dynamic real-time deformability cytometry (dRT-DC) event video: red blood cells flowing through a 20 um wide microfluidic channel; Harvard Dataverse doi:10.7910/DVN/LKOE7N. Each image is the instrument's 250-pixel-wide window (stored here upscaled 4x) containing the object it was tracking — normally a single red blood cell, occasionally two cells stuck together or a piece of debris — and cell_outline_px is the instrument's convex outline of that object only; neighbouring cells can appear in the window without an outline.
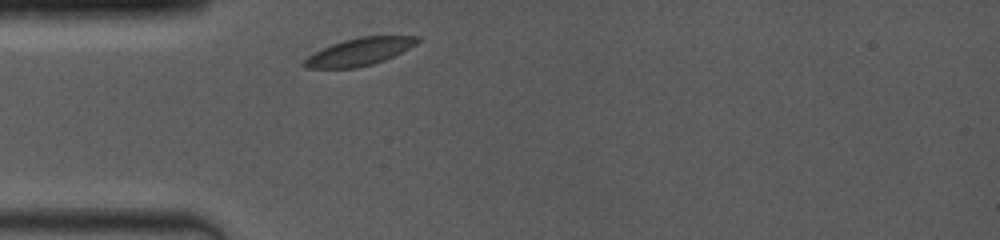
{"species": "common noctule bat (a hibernating species)", "species_latin": "Nyctalus noctula", "temperature_condition": "room temperature", "stored_images_in_passage": 4, "camera_frame_rate_fps": 4000, "um_per_image_px": 0.085, "animal": {"sex": "female", "body_mass_g": 19.0, "forearm_length_mm": 53.3}, "frame": {"image": 1, "passage_image": 1, "time_ms": 0.0, "image_size_px": [1000, 240], "cell_outline_px": [[420, 40], [416, 44], [384, 60], [372, 64], [356, 68], [304, 68], [300, 64], [308, 56], [332, 44], [344, 40], [360, 36], [420, 36]], "centroid_in_image_um": [30.53, 4.4], "position_along_channel_um": 54.5, "area_um2": 17.92}}
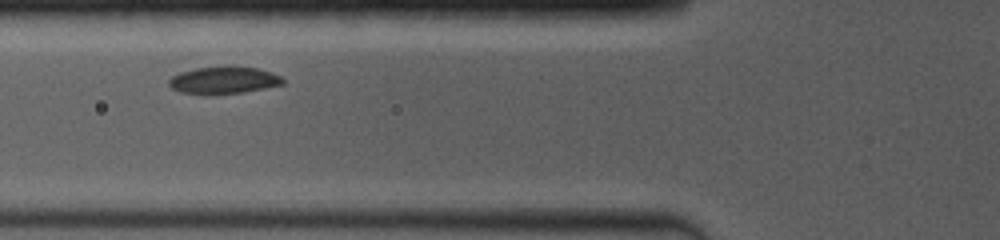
{"frame": {"image": 2, "passage_image": 3, "time_ms": 1.5, "image_size_px": [1000, 240], "cell_outline_px": [[284, 84], [244, 92], [208, 96], [204, 96], [180, 92], [172, 88], [168, 84], [168, 80], [172, 76], [180, 72], [196, 68], [224, 64], [232, 64], [256, 68], [272, 72], [280, 76], [284, 80]], "centroid_in_image_um": [18.98, 6.81], "position_along_channel_um": 106.8, "area_um2": 18.9}}